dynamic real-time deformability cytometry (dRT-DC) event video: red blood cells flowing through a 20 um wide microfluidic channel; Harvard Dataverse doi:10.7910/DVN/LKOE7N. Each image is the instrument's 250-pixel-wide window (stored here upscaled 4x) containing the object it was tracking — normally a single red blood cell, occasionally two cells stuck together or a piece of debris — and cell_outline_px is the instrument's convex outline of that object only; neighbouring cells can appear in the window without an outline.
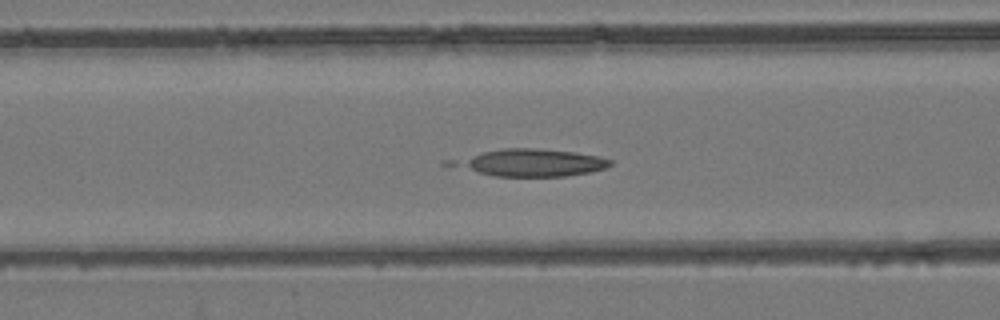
{"species": "common noctule bat (a hibernating species)", "species_latin": "Nyctalus noctula", "temperature_condition": "room temperature", "stored_images_in_passage": 54, "camera_frame_rate_fps": 3000, "um_per_image_px": 0.085, "animal": {"sex": "female", "body_mass_g": 24.6, "forearm_length_mm": 56.2}, "frame": {"image": 1, "passage_image": 22, "time_ms": 7.0, "image_size_px": [1000, 320], "cell_outline_px": [[612, 164], [608, 168], [592, 172], [564, 176], [492, 176], [480, 172], [464, 164], [464, 160], [472, 156], [484, 152], [504, 148], [536, 148], [572, 152], [600, 156], [612, 160]], "centroid_in_image_um": [45.53, 13.83], "position_along_channel_um": 121.1, "area_um2": 23.47}}
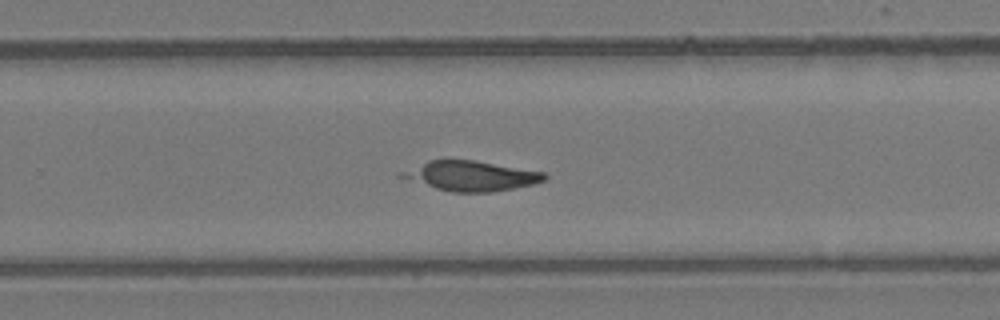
{"frame": {"image": 2, "passage_image": 35, "time_ms": 11.333, "image_size_px": [1000, 320], "cell_outline_px": [[548, 176], [544, 180], [532, 184], [492, 192], [452, 192], [436, 188], [428, 184], [416, 176], [416, 172], [428, 160], [444, 156], [472, 160], [544, 172]], "centroid_in_image_um": [40.38, 14.92], "position_along_channel_um": 289.4, "area_um2": 23.06}}
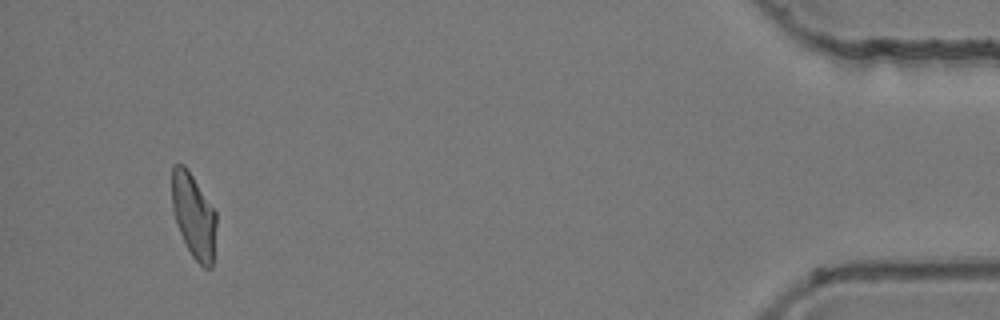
{"frame": {"image": 3, "passage_image": 51, "time_ms": 16.667, "image_size_px": [1000, 320], "cell_outline_px": [[216, 228], [212, 268], [204, 268], [192, 256], [176, 224], [172, 208], [172, 168], [176, 164], [184, 164], [216, 212]], "centroid_in_image_um": [16.46, 18.35], "position_along_channel_um": 418.7, "area_um2": 21.62}}